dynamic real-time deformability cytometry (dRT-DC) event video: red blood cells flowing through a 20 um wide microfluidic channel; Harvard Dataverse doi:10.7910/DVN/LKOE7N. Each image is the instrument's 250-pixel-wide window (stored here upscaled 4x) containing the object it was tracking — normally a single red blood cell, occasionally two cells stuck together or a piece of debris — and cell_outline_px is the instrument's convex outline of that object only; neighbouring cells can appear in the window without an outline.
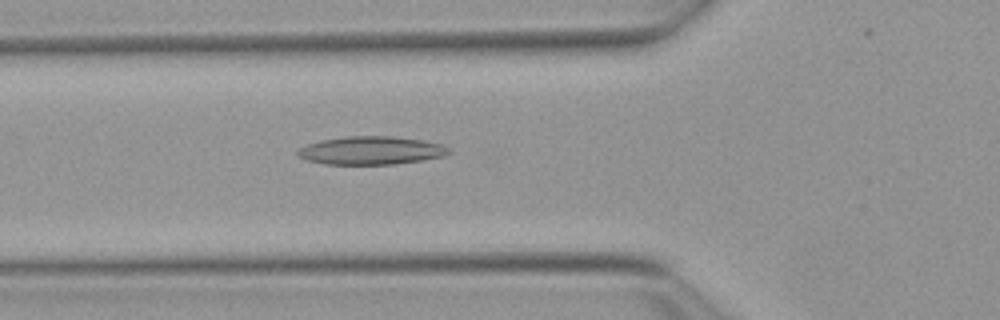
{"species": "Egyptian fruit bat (a non-hibernating species)", "species_latin": "Rousettus aegyptiacus", "temperature_condition": "warm", "stored_images_in_passage": 48, "camera_frame_rate_fps": 3000, "um_per_image_px": 0.085, "animal": {"sex": "female"}, "frame": {"image": 1, "passage_image": 13, "time_ms": 4.0, "image_size_px": [1000, 320], "cell_outline_px": [[452, 152], [444, 156], [396, 164], [324, 164], [308, 160], [300, 156], [296, 152], [300, 148], [308, 144], [320, 140], [348, 136], [392, 136], [424, 140], [440, 144], [448, 148]], "centroid_in_image_um": [31.56, 12.78], "position_along_channel_um": 94.2, "area_um2": 24.68}}
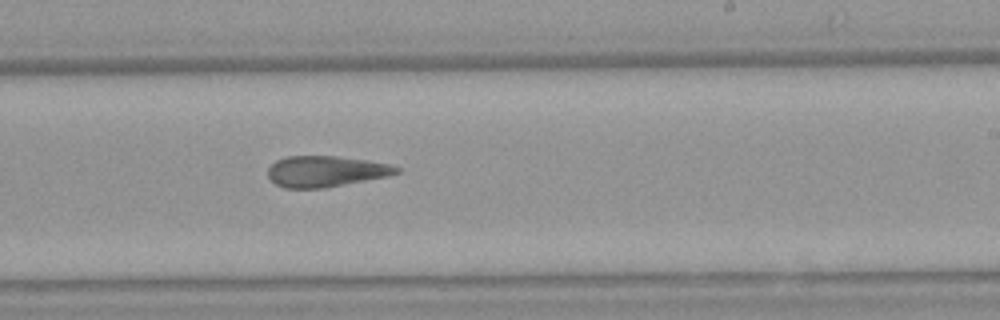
{"frame": {"image": 2, "passage_image": 26, "time_ms": 8.333, "image_size_px": [1000, 320], "cell_outline_px": [[400, 172], [388, 176], [324, 188], [284, 188], [276, 184], [268, 176], [268, 168], [276, 160], [288, 156], [336, 156], [364, 160], [388, 164], [400, 168]], "centroid_in_image_um": [27.67, 14.57], "position_along_channel_um": 261.3, "area_um2": 23.0}}
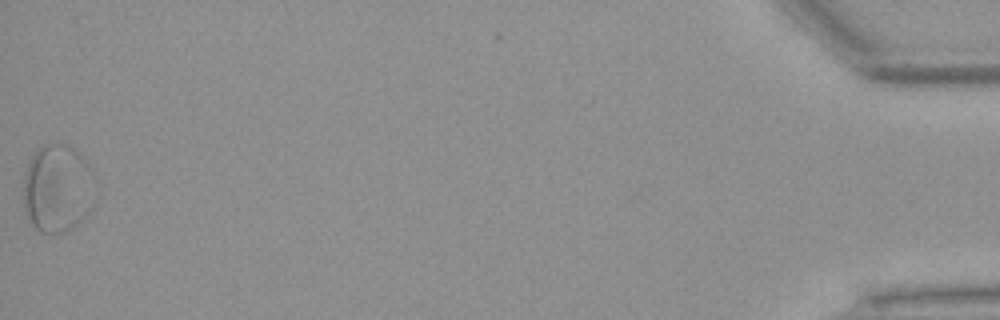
{"frame": {"image": 3, "passage_image": 47, "time_ms": 15.333, "image_size_px": [1000, 320], "cell_outline_px": [[96, 176], [88, 212], [72, 228], [60, 232], [40, 232], [28, 224], [24, 212], [24, 176], [28, 164], [32, 156], [40, 148], [48, 144], [64, 144], [72, 148], [92, 168]], "centroid_in_image_um": [4.86, 16.04], "position_along_channel_um": 430.3, "area_um2": 36.53}, "authors_computed_cell_mechanics": {"area_um2": 23.8136, "velocity_mm_per_s": 3.8529, "shape_relaxation_time_tau1_ms": 7.2345, "shape_relaxation_time_tau2_ms": 5.3311, "deformation_change_tau1": 0.1656, "deformation_change_tau2": 0.1762}}